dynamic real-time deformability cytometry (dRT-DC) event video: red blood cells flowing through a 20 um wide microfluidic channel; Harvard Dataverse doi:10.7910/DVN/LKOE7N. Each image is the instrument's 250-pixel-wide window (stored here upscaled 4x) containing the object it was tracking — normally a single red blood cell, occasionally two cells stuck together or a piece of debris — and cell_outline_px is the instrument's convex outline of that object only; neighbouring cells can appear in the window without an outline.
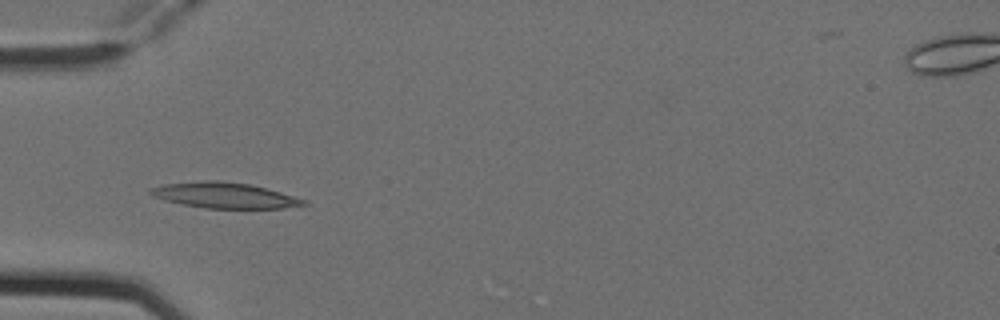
{"species": "Egyptian fruit bat (a non-hibernating species)", "species_latin": "Rousettus aegyptiacus", "temperature_condition": "cold", "stored_images_in_passage": 5, "camera_frame_rate_fps": 3000, "um_per_image_px": 0.085, "animal": {"sex": "female"}, "frame": {"image": 1, "passage_image": 3, "time_ms": 0.667, "image_size_px": [1000, 320], "cell_outline_px": [[308, 204], [284, 208], [204, 208], [180, 204], [164, 200], [152, 196], [148, 192], [148, 188], [164, 184], [204, 180], [220, 180], [252, 184], [308, 200]], "centroid_in_image_um": [19.06, 16.59], "position_along_channel_um": 65.9, "area_um2": 23.12}}
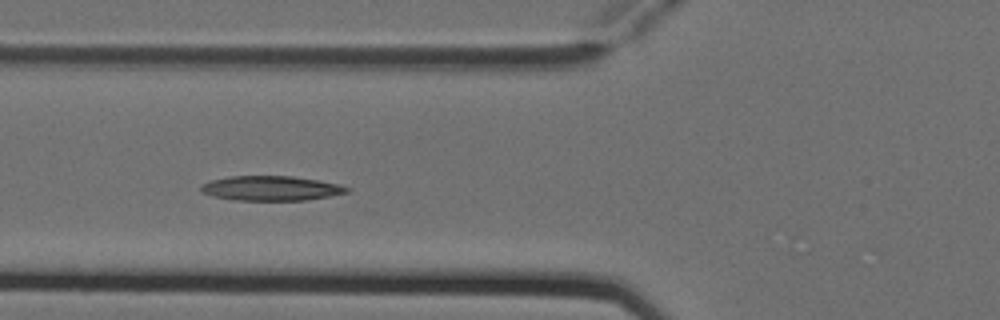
{"frame": {"image": 2, "passage_image": 4, "time_ms": 1.0, "image_size_px": [1000, 320], "cell_outline_px": [[352, 188], [348, 192], [328, 196], [304, 200], [232, 200], [212, 196], [200, 192], [200, 184], [212, 180], [228, 176], [292, 176], [340, 184]], "centroid_in_image_um": [22.99, 16.0], "position_along_channel_um": 102.8, "area_um2": 21.04}}
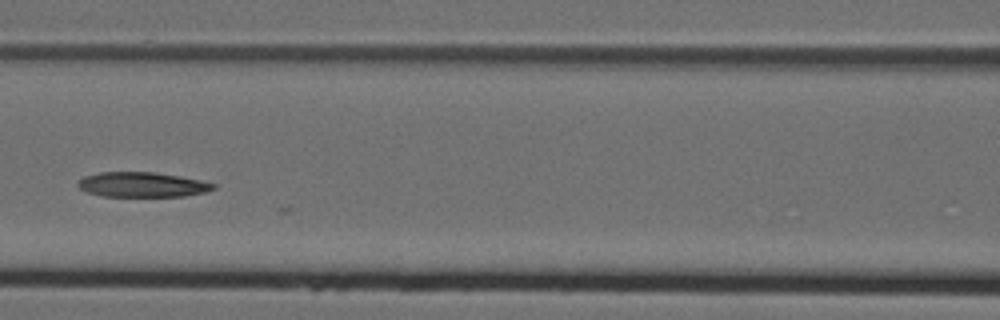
{"frame": {"image": 3, "passage_image": 5, "time_ms": 1.333, "image_size_px": [1000, 320], "cell_outline_px": [[216, 188], [204, 192], [184, 196], [104, 196], [88, 192], [80, 188], [76, 184], [84, 176], [100, 172], [156, 172], [180, 176], [200, 180], [216, 184]], "centroid_in_image_um": [12.1, 15.68], "position_along_channel_um": 154.5, "area_um2": 19.54}}